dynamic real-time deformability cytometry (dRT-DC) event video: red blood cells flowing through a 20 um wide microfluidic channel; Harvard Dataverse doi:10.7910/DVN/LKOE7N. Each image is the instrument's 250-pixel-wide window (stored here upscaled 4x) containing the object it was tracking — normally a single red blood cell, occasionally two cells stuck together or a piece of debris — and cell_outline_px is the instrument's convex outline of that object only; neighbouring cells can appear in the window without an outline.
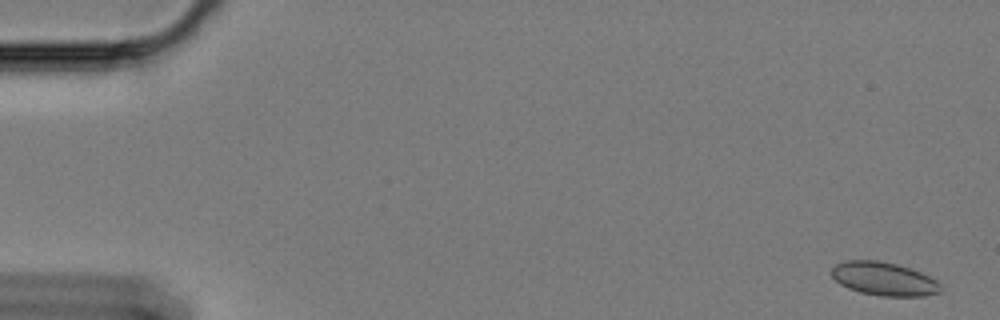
{"species": "Egyptian fruit bat (a non-hibernating species)", "species_latin": "Rousettus aegyptiacus", "temperature_condition": "cold", "stored_images_in_passage": 61, "camera_frame_rate_fps": 3000, "um_per_image_px": 0.085, "animal": {"sex": "female"}, "frame": {"image": 1, "passage_image": 3, "time_ms": 0.667, "image_size_px": [1000, 320], "cell_outline_px": [[940, 292], [924, 296], [880, 296], [860, 292], [848, 288], [840, 284], [832, 276], [832, 268], [836, 264], [844, 260], [876, 260], [896, 264], [920, 272], [936, 280], [940, 284]], "centroid_in_image_um": [75.11, 23.7], "position_along_channel_um": 9.9, "area_um2": 21.1}}
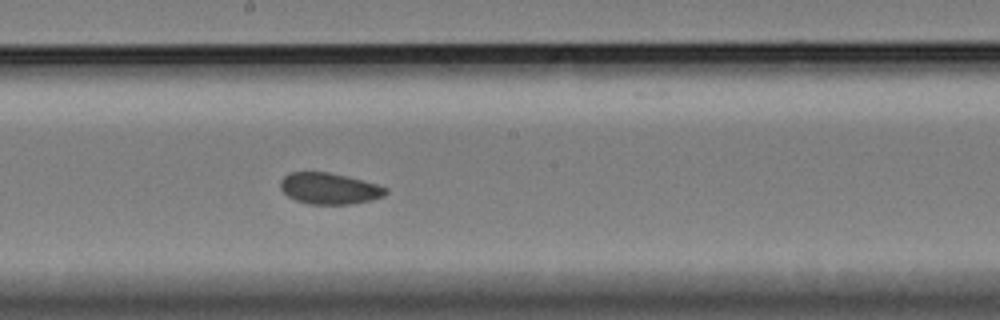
{"frame": {"image": 2, "passage_image": 34, "time_ms": 11.0, "image_size_px": [1000, 320], "cell_outline_px": [[388, 192], [384, 196], [372, 200], [352, 204], [308, 204], [296, 200], [288, 196], [280, 188], [280, 180], [288, 172], [328, 172], [348, 176], [376, 184], [388, 188]], "centroid_in_image_um": [28.0, 16.02], "position_along_channel_um": 220.2, "area_um2": 19.31}}
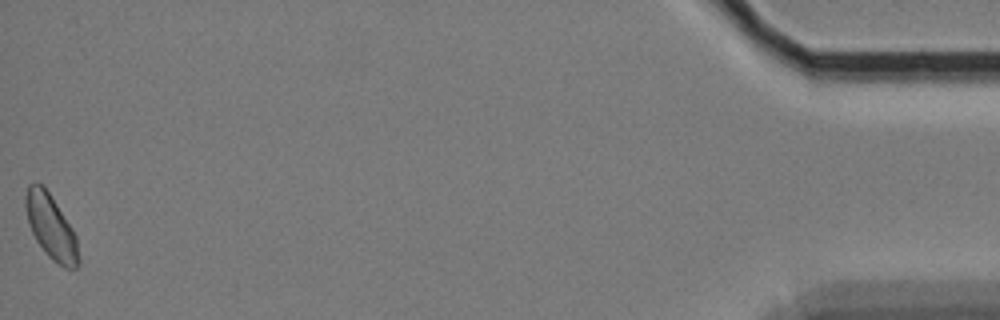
{"frame": {"image": 3, "passage_image": 61, "time_ms": 20.0, "image_size_px": [1000, 320], "cell_outline_px": [[80, 264], [76, 268], [64, 268], [52, 260], [48, 256], [36, 240], [28, 224], [24, 204], [24, 196], [28, 184], [36, 180], [48, 192], [72, 228], [76, 236], [80, 260]], "centroid_in_image_um": [4.31, 19.29], "position_along_channel_um": 430.9, "area_um2": 19.94}, "authors_computed_cell_mechanics": {"area_um2": 19.941, "velocity_mm_per_s": 3.354, "shape_relaxation_time_tau1_ms": null, "shape_relaxation_time_tau2_ms": 3.2818, "deformation_change_tau1": null, "deformation_change_tau2": 0.066}}